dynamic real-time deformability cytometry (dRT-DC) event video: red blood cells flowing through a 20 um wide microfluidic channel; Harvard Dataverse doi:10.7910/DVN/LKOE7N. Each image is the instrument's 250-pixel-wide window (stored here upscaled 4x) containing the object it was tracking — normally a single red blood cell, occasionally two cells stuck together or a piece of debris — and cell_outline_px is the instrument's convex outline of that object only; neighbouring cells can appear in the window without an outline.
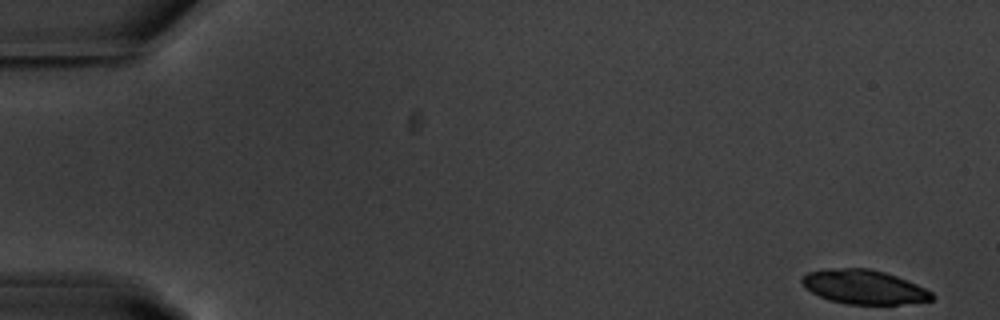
{"species": "common noctule bat (a hibernating species)", "species_latin": "Nyctalus noctula", "temperature_condition": "warm", "stored_images_in_passage": 54, "camera_frame_rate_fps": 3000, "um_per_image_px": 0.085, "animal": {"sex": "male", "body_mass_g": 20.1, "forearm_length_mm": 53.5}, "frame": {"image": 1, "passage_image": 1, "time_ms": 0.0, "image_size_px": [1000, 320], "cell_outline_px": [[936, 296], [932, 300], [900, 304], [848, 304], [828, 300], [812, 292], [800, 280], [808, 272], [828, 268], [868, 268], [884, 272], [896, 276], [916, 284], [932, 292]], "centroid_in_image_um": [73.45, 24.39], "position_along_channel_um": 11.6, "area_um2": 25.66}}
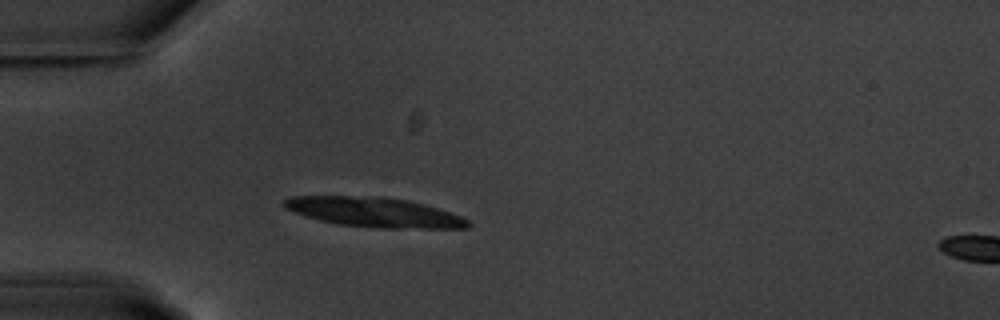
{"frame": {"image": 2, "passage_image": 15, "time_ms": 4.667, "image_size_px": [1000, 320], "cell_outline_px": [[472, 224], [468, 228], [380, 228], [336, 224], [304, 216], [284, 208], [280, 204], [284, 200], [292, 196], [380, 196], [408, 200], [424, 204], [460, 216], [468, 220]], "centroid_in_image_um": [31.77, 18.03], "position_along_channel_um": 53.2, "area_um2": 31.85}}